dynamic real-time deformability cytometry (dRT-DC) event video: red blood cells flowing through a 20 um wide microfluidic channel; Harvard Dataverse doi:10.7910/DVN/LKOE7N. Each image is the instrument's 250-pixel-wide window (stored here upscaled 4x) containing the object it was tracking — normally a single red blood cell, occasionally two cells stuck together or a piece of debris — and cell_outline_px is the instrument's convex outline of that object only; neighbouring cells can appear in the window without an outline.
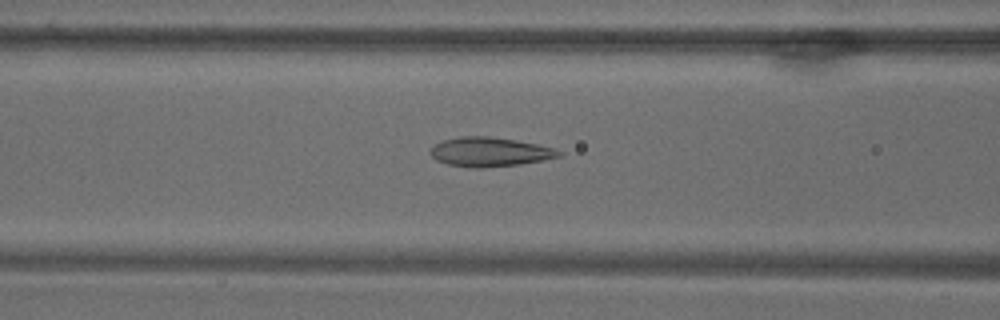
{"species": "common noctule bat (a hibernating species)", "species_latin": "Nyctalus noctula", "temperature_condition": "warm", "stored_images_in_passage": 70, "camera_frame_rate_fps": 3000, "um_per_image_px": 0.085, "animal": {"sex": "male", "body_mass_g": 18.8}, "frame": {"image": 1, "passage_image": 30, "time_ms": 9.667, "image_size_px": [1000, 320], "cell_outline_px": [[564, 152], [560, 156], [544, 160], [520, 164], [484, 168], [472, 168], [448, 164], [436, 160], [428, 152], [436, 144], [444, 140], [460, 136], [488, 136], [516, 140], [556, 148]], "centroid_in_image_um": [41.65, 12.92], "position_along_channel_um": 124.9, "area_um2": 21.96}}
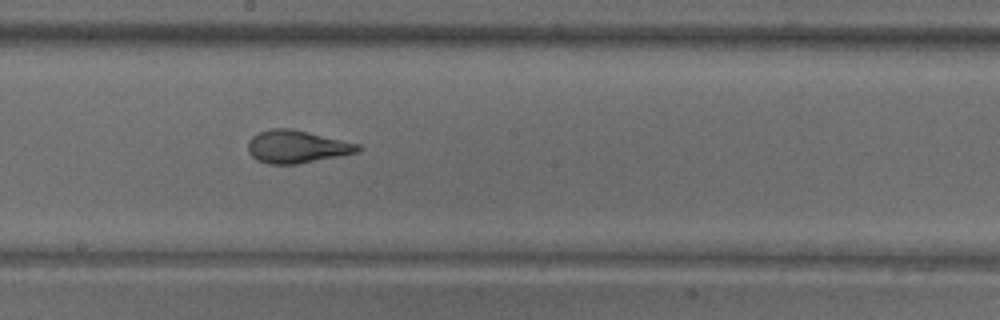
{"frame": {"image": 2, "passage_image": 40, "time_ms": 13.0, "image_size_px": [1000, 320], "cell_outline_px": [[364, 148], [360, 152], [296, 164], [268, 164], [256, 160], [248, 152], [248, 140], [252, 136], [260, 132], [272, 128], [292, 128], [360, 144]], "centroid_in_image_um": [25.24, 12.47], "position_along_channel_um": 223.0, "area_um2": 21.1}}
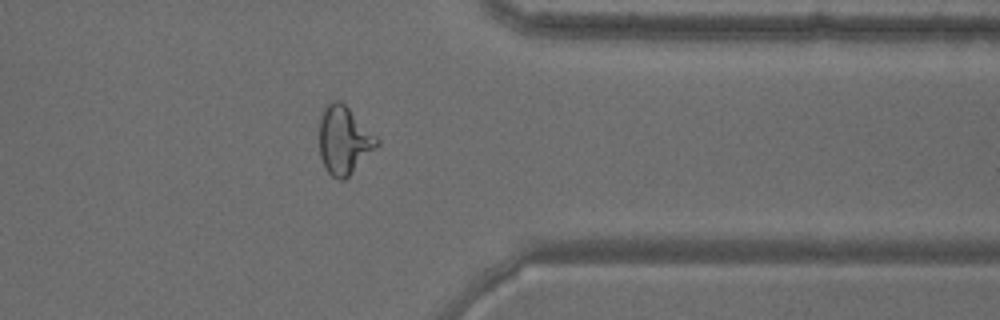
{"frame": {"image": 3, "passage_image": 57, "time_ms": 18.667, "image_size_px": [1000, 320], "cell_outline_px": [[380, 144], [344, 180], [340, 180], [332, 176], [328, 172], [320, 156], [320, 116], [324, 108], [332, 100], [340, 100], [380, 140]], "centroid_in_image_um": [29.24, 11.91], "position_along_channel_um": 382.2, "area_um2": 22.43}}